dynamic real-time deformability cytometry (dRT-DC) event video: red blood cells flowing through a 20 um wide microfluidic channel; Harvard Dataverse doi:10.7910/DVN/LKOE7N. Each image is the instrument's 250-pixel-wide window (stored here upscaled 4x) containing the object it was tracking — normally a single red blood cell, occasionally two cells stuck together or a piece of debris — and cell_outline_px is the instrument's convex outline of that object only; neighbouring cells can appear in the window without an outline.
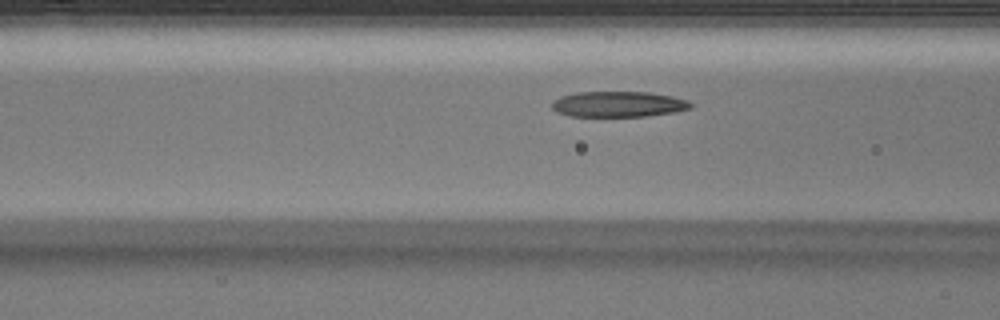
{"species": "Egyptian fruit bat (a non-hibernating species)", "species_latin": "Rousettus aegyptiacus", "temperature_condition": "warm", "stored_images_in_passage": 34, "camera_frame_rate_fps": 3000, "um_per_image_px": 0.085, "animal": {"sex": "male"}, "frame": {"image": 1, "passage_image": 12, "time_ms": 3.667, "image_size_px": [1000, 320], "cell_outline_px": [[692, 108], [676, 112], [648, 116], [568, 116], [556, 112], [552, 108], [552, 100], [560, 96], [576, 92], [648, 92], [672, 96], [688, 100], [692, 104]], "centroid_in_image_um": [52.55, 8.85], "position_along_channel_um": 114.0, "area_um2": 20.92}}
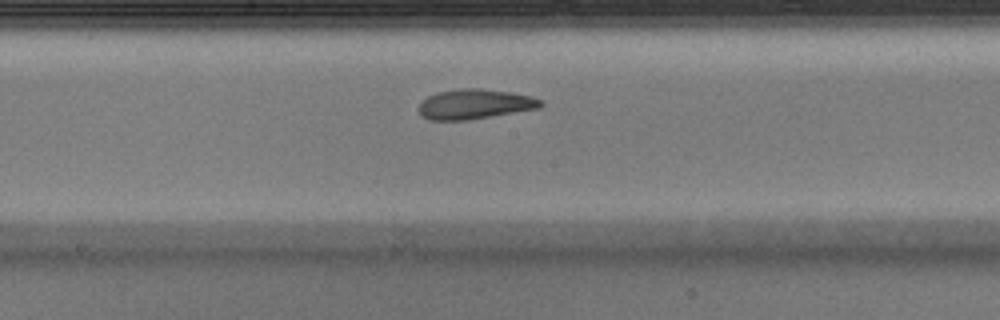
{"frame": {"image": 2, "passage_image": 19, "time_ms": 6.0, "image_size_px": [1000, 320], "cell_outline_px": [[544, 104], [540, 108], [468, 120], [428, 120], [420, 116], [416, 108], [428, 96], [436, 92], [460, 88], [480, 88], [512, 92], [532, 96], [540, 100]], "centroid_in_image_um": [40.32, 8.85], "position_along_channel_um": 207.9, "area_um2": 21.5}}
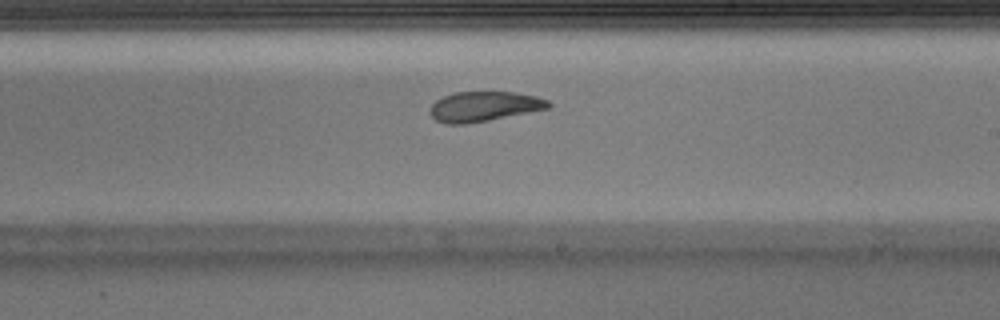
{"frame": {"image": 3, "passage_image": 22, "time_ms": 7.0, "image_size_px": [1000, 320], "cell_outline_px": [[552, 108], [488, 120], [464, 124], [444, 124], [436, 120], [428, 112], [432, 104], [436, 100], [444, 96], [456, 92], [516, 92], [536, 96], [548, 100], [552, 104]], "centroid_in_image_um": [41.16, 9.05], "position_along_channel_um": 247.8, "area_um2": 20.75}}